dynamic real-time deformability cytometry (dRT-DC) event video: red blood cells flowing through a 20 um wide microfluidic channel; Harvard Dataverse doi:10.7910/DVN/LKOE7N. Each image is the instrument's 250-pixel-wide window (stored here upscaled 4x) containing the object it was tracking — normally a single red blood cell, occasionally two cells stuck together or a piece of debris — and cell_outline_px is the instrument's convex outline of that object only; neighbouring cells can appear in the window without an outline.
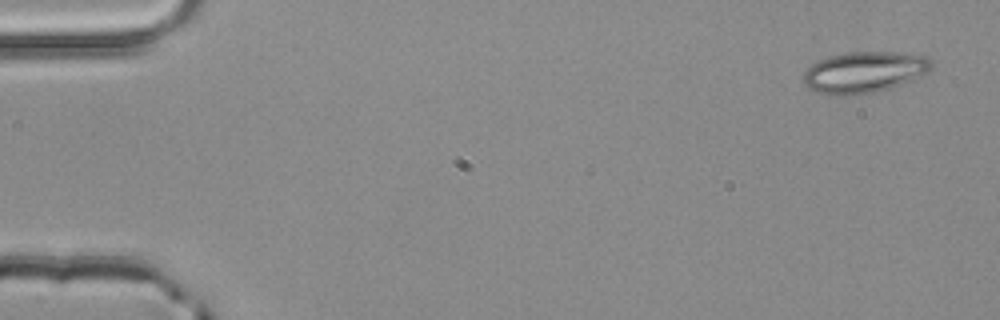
{"species": "common noctule bat (a hibernating species)", "species_latin": "Nyctalus noctula", "temperature_condition": "room temperature", "stored_images_in_passage": 3, "camera_frame_rate_fps": 3000, "um_per_image_px": 0.085, "animal": {"sex": "male", "body_mass_g": 20.4}, "frame": {"image": 1, "passage_image": 1, "time_ms": 0.0, "image_size_px": [1000, 320], "cell_outline_px": [[932, 68], [912, 80], [876, 92], [852, 96], [832, 96], [808, 88], [804, 84], [804, 72], [816, 60], [848, 52], [892, 52], [928, 56], [932, 60]], "centroid_in_image_um": [73.44, 6.14], "position_along_channel_um": 11.6, "area_um2": 30.75}}